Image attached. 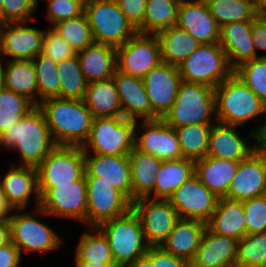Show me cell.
I'll return each mask as SVG.
<instances>
[{"label":"cell","instance_id":"obj_2","mask_svg":"<svg viewBox=\"0 0 266 267\" xmlns=\"http://www.w3.org/2000/svg\"><path fill=\"white\" fill-rule=\"evenodd\" d=\"M0 145L20 152V165L35 168L57 146L38 106L0 135Z\"/></svg>","mask_w":266,"mask_h":267},{"label":"cell","instance_id":"obj_5","mask_svg":"<svg viewBox=\"0 0 266 267\" xmlns=\"http://www.w3.org/2000/svg\"><path fill=\"white\" fill-rule=\"evenodd\" d=\"M216 115L214 88L203 84L182 82L170 110L162 120L171 127L212 124Z\"/></svg>","mask_w":266,"mask_h":267},{"label":"cell","instance_id":"obj_59","mask_svg":"<svg viewBox=\"0 0 266 267\" xmlns=\"http://www.w3.org/2000/svg\"><path fill=\"white\" fill-rule=\"evenodd\" d=\"M255 8L258 16H266V0H256Z\"/></svg>","mask_w":266,"mask_h":267},{"label":"cell","instance_id":"obj_22","mask_svg":"<svg viewBox=\"0 0 266 267\" xmlns=\"http://www.w3.org/2000/svg\"><path fill=\"white\" fill-rule=\"evenodd\" d=\"M10 165V171L0 179V189L6 196L13 210L25 209L33 192H35L36 207H39L40 196L38 192L37 169L32 166Z\"/></svg>","mask_w":266,"mask_h":267},{"label":"cell","instance_id":"obj_9","mask_svg":"<svg viewBox=\"0 0 266 267\" xmlns=\"http://www.w3.org/2000/svg\"><path fill=\"white\" fill-rule=\"evenodd\" d=\"M38 189L69 184L85 175V157L80 146H56L36 167Z\"/></svg>","mask_w":266,"mask_h":267},{"label":"cell","instance_id":"obj_29","mask_svg":"<svg viewBox=\"0 0 266 267\" xmlns=\"http://www.w3.org/2000/svg\"><path fill=\"white\" fill-rule=\"evenodd\" d=\"M240 161L206 156L195 161V175L217 197L227 195Z\"/></svg>","mask_w":266,"mask_h":267},{"label":"cell","instance_id":"obj_3","mask_svg":"<svg viewBox=\"0 0 266 267\" xmlns=\"http://www.w3.org/2000/svg\"><path fill=\"white\" fill-rule=\"evenodd\" d=\"M214 91V122L238 127L263 115L266 122V105L234 73L216 86Z\"/></svg>","mask_w":266,"mask_h":267},{"label":"cell","instance_id":"obj_46","mask_svg":"<svg viewBox=\"0 0 266 267\" xmlns=\"http://www.w3.org/2000/svg\"><path fill=\"white\" fill-rule=\"evenodd\" d=\"M242 202L247 234L266 232V194Z\"/></svg>","mask_w":266,"mask_h":267},{"label":"cell","instance_id":"obj_49","mask_svg":"<svg viewBox=\"0 0 266 267\" xmlns=\"http://www.w3.org/2000/svg\"><path fill=\"white\" fill-rule=\"evenodd\" d=\"M3 23L30 22L36 20L32 16L37 8L36 0H2ZM33 17V18H32Z\"/></svg>","mask_w":266,"mask_h":267},{"label":"cell","instance_id":"obj_21","mask_svg":"<svg viewBox=\"0 0 266 267\" xmlns=\"http://www.w3.org/2000/svg\"><path fill=\"white\" fill-rule=\"evenodd\" d=\"M266 194V163L252 152L240 161L224 198L244 201Z\"/></svg>","mask_w":266,"mask_h":267},{"label":"cell","instance_id":"obj_58","mask_svg":"<svg viewBox=\"0 0 266 267\" xmlns=\"http://www.w3.org/2000/svg\"><path fill=\"white\" fill-rule=\"evenodd\" d=\"M76 267H116L115 263H93L87 261H75Z\"/></svg>","mask_w":266,"mask_h":267},{"label":"cell","instance_id":"obj_30","mask_svg":"<svg viewBox=\"0 0 266 267\" xmlns=\"http://www.w3.org/2000/svg\"><path fill=\"white\" fill-rule=\"evenodd\" d=\"M244 215L242 201L219 198L212 217L206 222V228L214 234L240 240L247 234Z\"/></svg>","mask_w":266,"mask_h":267},{"label":"cell","instance_id":"obj_12","mask_svg":"<svg viewBox=\"0 0 266 267\" xmlns=\"http://www.w3.org/2000/svg\"><path fill=\"white\" fill-rule=\"evenodd\" d=\"M116 52L117 70L141 79L162 62L160 43L155 34L136 33L117 47Z\"/></svg>","mask_w":266,"mask_h":267},{"label":"cell","instance_id":"obj_15","mask_svg":"<svg viewBox=\"0 0 266 267\" xmlns=\"http://www.w3.org/2000/svg\"><path fill=\"white\" fill-rule=\"evenodd\" d=\"M11 242L20 250L43 252L54 250L62 244L59 235L30 213L23 212L9 218Z\"/></svg>","mask_w":266,"mask_h":267},{"label":"cell","instance_id":"obj_50","mask_svg":"<svg viewBox=\"0 0 266 267\" xmlns=\"http://www.w3.org/2000/svg\"><path fill=\"white\" fill-rule=\"evenodd\" d=\"M127 20L137 30L144 21L147 0H115Z\"/></svg>","mask_w":266,"mask_h":267},{"label":"cell","instance_id":"obj_53","mask_svg":"<svg viewBox=\"0 0 266 267\" xmlns=\"http://www.w3.org/2000/svg\"><path fill=\"white\" fill-rule=\"evenodd\" d=\"M21 257L20 250L12 242L0 247V267H18Z\"/></svg>","mask_w":266,"mask_h":267},{"label":"cell","instance_id":"obj_57","mask_svg":"<svg viewBox=\"0 0 266 267\" xmlns=\"http://www.w3.org/2000/svg\"><path fill=\"white\" fill-rule=\"evenodd\" d=\"M13 208L9 205L6 196L2 193L0 189V220H9L11 216L8 214Z\"/></svg>","mask_w":266,"mask_h":267},{"label":"cell","instance_id":"obj_54","mask_svg":"<svg viewBox=\"0 0 266 267\" xmlns=\"http://www.w3.org/2000/svg\"><path fill=\"white\" fill-rule=\"evenodd\" d=\"M249 136L258 143L253 146L254 152L266 163V122L262 123L257 130H252Z\"/></svg>","mask_w":266,"mask_h":267},{"label":"cell","instance_id":"obj_42","mask_svg":"<svg viewBox=\"0 0 266 267\" xmlns=\"http://www.w3.org/2000/svg\"><path fill=\"white\" fill-rule=\"evenodd\" d=\"M32 61L36 72L38 98L40 102L52 97L60 98L57 62L43 56L41 53Z\"/></svg>","mask_w":266,"mask_h":267},{"label":"cell","instance_id":"obj_37","mask_svg":"<svg viewBox=\"0 0 266 267\" xmlns=\"http://www.w3.org/2000/svg\"><path fill=\"white\" fill-rule=\"evenodd\" d=\"M212 124L173 127L177 133L183 158L196 161L207 156Z\"/></svg>","mask_w":266,"mask_h":267},{"label":"cell","instance_id":"obj_8","mask_svg":"<svg viewBox=\"0 0 266 267\" xmlns=\"http://www.w3.org/2000/svg\"><path fill=\"white\" fill-rule=\"evenodd\" d=\"M184 82L215 88L234 73L219 43L200 44L179 66Z\"/></svg>","mask_w":266,"mask_h":267},{"label":"cell","instance_id":"obj_13","mask_svg":"<svg viewBox=\"0 0 266 267\" xmlns=\"http://www.w3.org/2000/svg\"><path fill=\"white\" fill-rule=\"evenodd\" d=\"M87 182L86 223L98 227L105 221L126 214L132 203L112 185L98 181V177H85Z\"/></svg>","mask_w":266,"mask_h":267},{"label":"cell","instance_id":"obj_17","mask_svg":"<svg viewBox=\"0 0 266 267\" xmlns=\"http://www.w3.org/2000/svg\"><path fill=\"white\" fill-rule=\"evenodd\" d=\"M84 152L85 177H98L121 192L132 203L129 155H103Z\"/></svg>","mask_w":266,"mask_h":267},{"label":"cell","instance_id":"obj_4","mask_svg":"<svg viewBox=\"0 0 266 267\" xmlns=\"http://www.w3.org/2000/svg\"><path fill=\"white\" fill-rule=\"evenodd\" d=\"M98 228L107 237L117 266L130 265L145 255L150 247L145 240L140 219L132 208L122 216L103 222Z\"/></svg>","mask_w":266,"mask_h":267},{"label":"cell","instance_id":"obj_25","mask_svg":"<svg viewBox=\"0 0 266 267\" xmlns=\"http://www.w3.org/2000/svg\"><path fill=\"white\" fill-rule=\"evenodd\" d=\"M251 27L252 21L231 22L221 27L219 44L225 50L233 69L246 61L260 57L252 40Z\"/></svg>","mask_w":266,"mask_h":267},{"label":"cell","instance_id":"obj_32","mask_svg":"<svg viewBox=\"0 0 266 267\" xmlns=\"http://www.w3.org/2000/svg\"><path fill=\"white\" fill-rule=\"evenodd\" d=\"M132 202L139 198L149 197L154 190L156 176L162 161L157 157L134 148L129 154Z\"/></svg>","mask_w":266,"mask_h":267},{"label":"cell","instance_id":"obj_41","mask_svg":"<svg viewBox=\"0 0 266 267\" xmlns=\"http://www.w3.org/2000/svg\"><path fill=\"white\" fill-rule=\"evenodd\" d=\"M51 28L64 38L76 53L95 43L91 27L84 13L75 18L59 21Z\"/></svg>","mask_w":266,"mask_h":267},{"label":"cell","instance_id":"obj_35","mask_svg":"<svg viewBox=\"0 0 266 267\" xmlns=\"http://www.w3.org/2000/svg\"><path fill=\"white\" fill-rule=\"evenodd\" d=\"M195 173V161L178 159L162 161L156 176L153 194L155 199H169L172 193Z\"/></svg>","mask_w":266,"mask_h":267},{"label":"cell","instance_id":"obj_56","mask_svg":"<svg viewBox=\"0 0 266 267\" xmlns=\"http://www.w3.org/2000/svg\"><path fill=\"white\" fill-rule=\"evenodd\" d=\"M130 267H155L152 265V246L148 248L145 255L139 257L134 262H132Z\"/></svg>","mask_w":266,"mask_h":267},{"label":"cell","instance_id":"obj_26","mask_svg":"<svg viewBox=\"0 0 266 267\" xmlns=\"http://www.w3.org/2000/svg\"><path fill=\"white\" fill-rule=\"evenodd\" d=\"M235 128L220 122L212 124L207 156L242 161L254 152L253 145L249 146L247 138H241Z\"/></svg>","mask_w":266,"mask_h":267},{"label":"cell","instance_id":"obj_40","mask_svg":"<svg viewBox=\"0 0 266 267\" xmlns=\"http://www.w3.org/2000/svg\"><path fill=\"white\" fill-rule=\"evenodd\" d=\"M95 233H83L77 245L75 261L93 263H115L107 237L98 227H92Z\"/></svg>","mask_w":266,"mask_h":267},{"label":"cell","instance_id":"obj_14","mask_svg":"<svg viewBox=\"0 0 266 267\" xmlns=\"http://www.w3.org/2000/svg\"><path fill=\"white\" fill-rule=\"evenodd\" d=\"M219 197L211 192L194 174L169 197L180 218L206 223L213 215Z\"/></svg>","mask_w":266,"mask_h":267},{"label":"cell","instance_id":"obj_43","mask_svg":"<svg viewBox=\"0 0 266 267\" xmlns=\"http://www.w3.org/2000/svg\"><path fill=\"white\" fill-rule=\"evenodd\" d=\"M34 107L26 97L4 87L0 89V135Z\"/></svg>","mask_w":266,"mask_h":267},{"label":"cell","instance_id":"obj_55","mask_svg":"<svg viewBox=\"0 0 266 267\" xmlns=\"http://www.w3.org/2000/svg\"><path fill=\"white\" fill-rule=\"evenodd\" d=\"M11 242L9 220H0V247Z\"/></svg>","mask_w":266,"mask_h":267},{"label":"cell","instance_id":"obj_38","mask_svg":"<svg viewBox=\"0 0 266 267\" xmlns=\"http://www.w3.org/2000/svg\"><path fill=\"white\" fill-rule=\"evenodd\" d=\"M218 25L252 21L256 16L255 2L251 0H204Z\"/></svg>","mask_w":266,"mask_h":267},{"label":"cell","instance_id":"obj_23","mask_svg":"<svg viewBox=\"0 0 266 267\" xmlns=\"http://www.w3.org/2000/svg\"><path fill=\"white\" fill-rule=\"evenodd\" d=\"M112 79L119 95L123 117L129 120H136L137 117H142V120L158 119L152 113L143 79L118 70Z\"/></svg>","mask_w":266,"mask_h":267},{"label":"cell","instance_id":"obj_31","mask_svg":"<svg viewBox=\"0 0 266 267\" xmlns=\"http://www.w3.org/2000/svg\"><path fill=\"white\" fill-rule=\"evenodd\" d=\"M83 101L93 118L123 116L119 95L112 78L89 82Z\"/></svg>","mask_w":266,"mask_h":267},{"label":"cell","instance_id":"obj_52","mask_svg":"<svg viewBox=\"0 0 266 267\" xmlns=\"http://www.w3.org/2000/svg\"><path fill=\"white\" fill-rule=\"evenodd\" d=\"M251 36L255 49L266 51V16L257 15L252 20ZM260 57L266 58V54Z\"/></svg>","mask_w":266,"mask_h":267},{"label":"cell","instance_id":"obj_24","mask_svg":"<svg viewBox=\"0 0 266 267\" xmlns=\"http://www.w3.org/2000/svg\"><path fill=\"white\" fill-rule=\"evenodd\" d=\"M238 241L205 228L195 257L194 267H236Z\"/></svg>","mask_w":266,"mask_h":267},{"label":"cell","instance_id":"obj_10","mask_svg":"<svg viewBox=\"0 0 266 267\" xmlns=\"http://www.w3.org/2000/svg\"><path fill=\"white\" fill-rule=\"evenodd\" d=\"M40 204L37 213L48 216L66 217L86 223L87 182L85 175L69 184L51 189H38Z\"/></svg>","mask_w":266,"mask_h":267},{"label":"cell","instance_id":"obj_33","mask_svg":"<svg viewBox=\"0 0 266 267\" xmlns=\"http://www.w3.org/2000/svg\"><path fill=\"white\" fill-rule=\"evenodd\" d=\"M160 43L161 61L179 66L200 43L186 30L177 26L163 29L155 34Z\"/></svg>","mask_w":266,"mask_h":267},{"label":"cell","instance_id":"obj_6","mask_svg":"<svg viewBox=\"0 0 266 267\" xmlns=\"http://www.w3.org/2000/svg\"><path fill=\"white\" fill-rule=\"evenodd\" d=\"M137 120L123 116L93 118L83 152L103 155H129L135 148ZM92 149V151H91Z\"/></svg>","mask_w":266,"mask_h":267},{"label":"cell","instance_id":"obj_16","mask_svg":"<svg viewBox=\"0 0 266 267\" xmlns=\"http://www.w3.org/2000/svg\"><path fill=\"white\" fill-rule=\"evenodd\" d=\"M142 79L152 107V113L158 119H162L174 103L183 82L179 68L161 62Z\"/></svg>","mask_w":266,"mask_h":267},{"label":"cell","instance_id":"obj_47","mask_svg":"<svg viewBox=\"0 0 266 267\" xmlns=\"http://www.w3.org/2000/svg\"><path fill=\"white\" fill-rule=\"evenodd\" d=\"M41 54L55 62H60L75 56L76 52L64 38L50 27L44 33Z\"/></svg>","mask_w":266,"mask_h":267},{"label":"cell","instance_id":"obj_27","mask_svg":"<svg viewBox=\"0 0 266 267\" xmlns=\"http://www.w3.org/2000/svg\"><path fill=\"white\" fill-rule=\"evenodd\" d=\"M76 54L88 83L110 79L117 70V52L111 45L93 43Z\"/></svg>","mask_w":266,"mask_h":267},{"label":"cell","instance_id":"obj_62","mask_svg":"<svg viewBox=\"0 0 266 267\" xmlns=\"http://www.w3.org/2000/svg\"><path fill=\"white\" fill-rule=\"evenodd\" d=\"M186 267H194L191 263H188Z\"/></svg>","mask_w":266,"mask_h":267},{"label":"cell","instance_id":"obj_7","mask_svg":"<svg viewBox=\"0 0 266 267\" xmlns=\"http://www.w3.org/2000/svg\"><path fill=\"white\" fill-rule=\"evenodd\" d=\"M84 14L95 43L117 48L137 33L115 0H87Z\"/></svg>","mask_w":266,"mask_h":267},{"label":"cell","instance_id":"obj_1","mask_svg":"<svg viewBox=\"0 0 266 267\" xmlns=\"http://www.w3.org/2000/svg\"><path fill=\"white\" fill-rule=\"evenodd\" d=\"M42 110L57 146H80L87 141L93 117L83 99L52 97L44 99Z\"/></svg>","mask_w":266,"mask_h":267},{"label":"cell","instance_id":"obj_28","mask_svg":"<svg viewBox=\"0 0 266 267\" xmlns=\"http://www.w3.org/2000/svg\"><path fill=\"white\" fill-rule=\"evenodd\" d=\"M205 228L206 223L200 220L180 218L160 247L190 263L195 257Z\"/></svg>","mask_w":266,"mask_h":267},{"label":"cell","instance_id":"obj_36","mask_svg":"<svg viewBox=\"0 0 266 267\" xmlns=\"http://www.w3.org/2000/svg\"><path fill=\"white\" fill-rule=\"evenodd\" d=\"M180 2L181 0H147L144 21L137 33L156 34L176 26Z\"/></svg>","mask_w":266,"mask_h":267},{"label":"cell","instance_id":"obj_48","mask_svg":"<svg viewBox=\"0 0 266 267\" xmlns=\"http://www.w3.org/2000/svg\"><path fill=\"white\" fill-rule=\"evenodd\" d=\"M47 18L52 26L62 20L75 18L84 13L87 0H47Z\"/></svg>","mask_w":266,"mask_h":267},{"label":"cell","instance_id":"obj_61","mask_svg":"<svg viewBox=\"0 0 266 267\" xmlns=\"http://www.w3.org/2000/svg\"><path fill=\"white\" fill-rule=\"evenodd\" d=\"M3 23V1L0 0V24Z\"/></svg>","mask_w":266,"mask_h":267},{"label":"cell","instance_id":"obj_51","mask_svg":"<svg viewBox=\"0 0 266 267\" xmlns=\"http://www.w3.org/2000/svg\"><path fill=\"white\" fill-rule=\"evenodd\" d=\"M188 262L174 256L160 246H152V265L155 267H186Z\"/></svg>","mask_w":266,"mask_h":267},{"label":"cell","instance_id":"obj_34","mask_svg":"<svg viewBox=\"0 0 266 267\" xmlns=\"http://www.w3.org/2000/svg\"><path fill=\"white\" fill-rule=\"evenodd\" d=\"M8 63V64H7ZM4 68V88L12 90L30 100L35 106L40 104L36 72L32 60H11ZM37 97L35 98V95Z\"/></svg>","mask_w":266,"mask_h":267},{"label":"cell","instance_id":"obj_39","mask_svg":"<svg viewBox=\"0 0 266 267\" xmlns=\"http://www.w3.org/2000/svg\"><path fill=\"white\" fill-rule=\"evenodd\" d=\"M60 98L83 99L88 82L82 74L77 54L57 62Z\"/></svg>","mask_w":266,"mask_h":267},{"label":"cell","instance_id":"obj_11","mask_svg":"<svg viewBox=\"0 0 266 267\" xmlns=\"http://www.w3.org/2000/svg\"><path fill=\"white\" fill-rule=\"evenodd\" d=\"M148 245L161 246L180 219L168 199L139 198L132 202Z\"/></svg>","mask_w":266,"mask_h":267},{"label":"cell","instance_id":"obj_45","mask_svg":"<svg viewBox=\"0 0 266 267\" xmlns=\"http://www.w3.org/2000/svg\"><path fill=\"white\" fill-rule=\"evenodd\" d=\"M234 74L266 105V58L246 61L234 69Z\"/></svg>","mask_w":266,"mask_h":267},{"label":"cell","instance_id":"obj_20","mask_svg":"<svg viewBox=\"0 0 266 267\" xmlns=\"http://www.w3.org/2000/svg\"><path fill=\"white\" fill-rule=\"evenodd\" d=\"M176 26L186 30L200 44L219 43L221 27L204 0H181Z\"/></svg>","mask_w":266,"mask_h":267},{"label":"cell","instance_id":"obj_44","mask_svg":"<svg viewBox=\"0 0 266 267\" xmlns=\"http://www.w3.org/2000/svg\"><path fill=\"white\" fill-rule=\"evenodd\" d=\"M236 267H266V232L246 234L238 241Z\"/></svg>","mask_w":266,"mask_h":267},{"label":"cell","instance_id":"obj_19","mask_svg":"<svg viewBox=\"0 0 266 267\" xmlns=\"http://www.w3.org/2000/svg\"><path fill=\"white\" fill-rule=\"evenodd\" d=\"M145 132L139 136L135 131V148L151 154L161 161L183 159L175 129L162 119L143 120Z\"/></svg>","mask_w":266,"mask_h":267},{"label":"cell","instance_id":"obj_63","mask_svg":"<svg viewBox=\"0 0 266 267\" xmlns=\"http://www.w3.org/2000/svg\"><path fill=\"white\" fill-rule=\"evenodd\" d=\"M116 267H130L129 265H122V266H116Z\"/></svg>","mask_w":266,"mask_h":267},{"label":"cell","instance_id":"obj_18","mask_svg":"<svg viewBox=\"0 0 266 267\" xmlns=\"http://www.w3.org/2000/svg\"><path fill=\"white\" fill-rule=\"evenodd\" d=\"M27 22L0 24V55L12 60H33L42 52L45 31L28 27Z\"/></svg>","mask_w":266,"mask_h":267},{"label":"cell","instance_id":"obj_60","mask_svg":"<svg viewBox=\"0 0 266 267\" xmlns=\"http://www.w3.org/2000/svg\"><path fill=\"white\" fill-rule=\"evenodd\" d=\"M4 87V67L0 59V89Z\"/></svg>","mask_w":266,"mask_h":267}]
</instances>
